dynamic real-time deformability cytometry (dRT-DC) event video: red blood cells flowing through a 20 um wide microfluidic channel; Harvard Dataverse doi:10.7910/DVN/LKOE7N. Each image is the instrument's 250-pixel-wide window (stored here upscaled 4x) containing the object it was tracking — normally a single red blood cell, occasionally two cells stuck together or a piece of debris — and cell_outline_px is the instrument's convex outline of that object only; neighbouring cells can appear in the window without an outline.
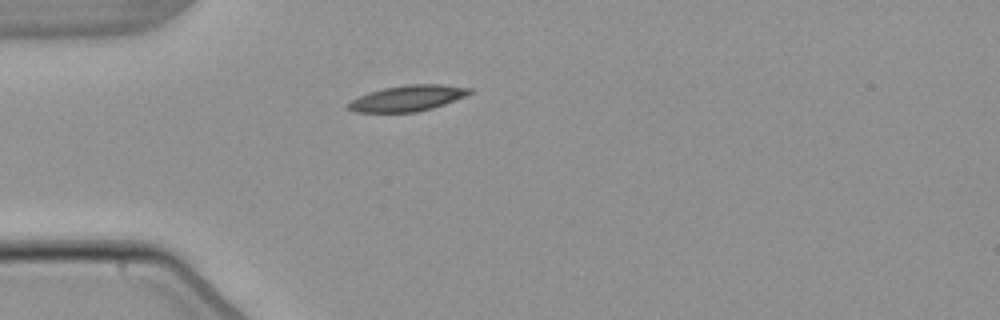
{"species": "common noctule bat (a hibernating species)", "species_latin": "Nyctalus noctula", "temperature_condition": "warm", "stored_images_in_passage": 6, "camera_frame_rate_fps": 3000, "um_per_image_px": 0.085, "animal": {"sex": "male", "body_mass_g": 21.5, "forearm_length_mm": 52.0}, "frame": {"image": 1, "passage_image": 5, "time_ms": 6.333, "image_size_px": [1000, 320], "cell_outline_px": [[472, 92], [464, 96], [444, 104], [432, 108], [416, 112], [356, 112], [348, 108], [348, 104], [352, 100], [368, 92], [384, 88], [408, 84], [440, 84], [472, 88]], "centroid_in_image_um": [34.65, 8.34], "position_along_channel_um": 50.3, "area_um2": 18.03}}